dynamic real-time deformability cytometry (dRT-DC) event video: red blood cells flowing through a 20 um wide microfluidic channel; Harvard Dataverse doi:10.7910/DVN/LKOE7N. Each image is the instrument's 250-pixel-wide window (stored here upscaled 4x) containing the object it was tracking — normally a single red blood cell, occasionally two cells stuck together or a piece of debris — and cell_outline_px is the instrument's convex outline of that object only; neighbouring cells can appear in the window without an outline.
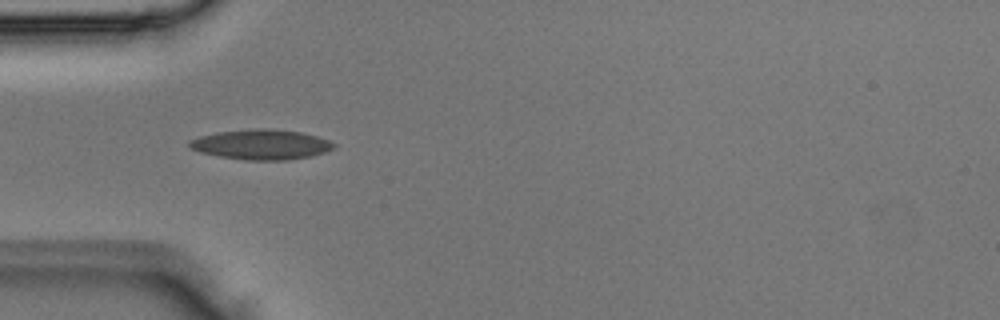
{"species": "Egyptian fruit bat (a non-hibernating species)", "species_latin": "Rousettus aegyptiacus", "temperature_condition": "room temperature", "stored_images_in_passage": 3, "camera_frame_rate_fps": 3000, "um_per_image_px": 0.085, "animal": {"sex": "male"}, "frame": {"image": 1, "passage_image": 3, "time_ms": 0.667, "image_size_px": [1000, 320], "cell_outline_px": [[336, 148], [312, 156], [288, 160], [244, 160], [220, 156], [200, 152], [188, 148], [188, 140], [200, 136], [220, 132], [260, 128], [268, 128], [300, 132], [316, 136], [328, 140], [336, 144]], "centroid_in_image_um": [22.21, 12.29], "position_along_channel_um": 62.8, "area_um2": 25.26}}